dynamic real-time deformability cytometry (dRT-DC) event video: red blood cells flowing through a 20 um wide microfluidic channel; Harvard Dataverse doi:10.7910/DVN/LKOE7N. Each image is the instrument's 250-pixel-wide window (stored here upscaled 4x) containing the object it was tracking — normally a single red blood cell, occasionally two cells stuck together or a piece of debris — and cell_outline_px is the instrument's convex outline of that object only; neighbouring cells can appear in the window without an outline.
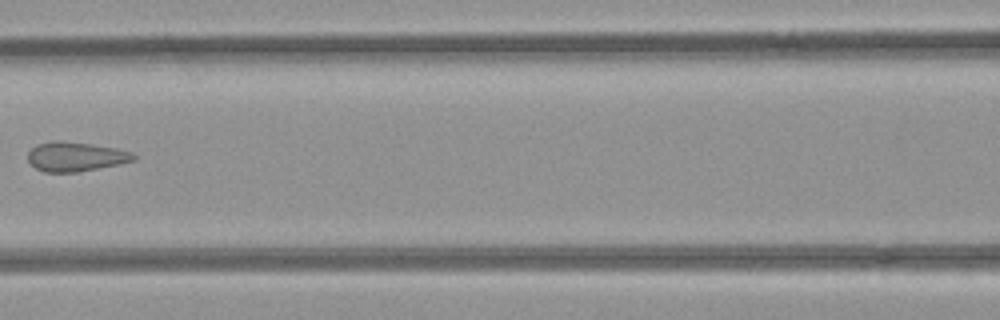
{"species": "common noctule bat (a hibernating species)", "species_latin": "Nyctalus noctula", "temperature_condition": "room temperature", "stored_images_in_passage": 3, "camera_frame_rate_fps": 3000, "um_per_image_px": 0.085, "animal": {"sex": "female", "body_mass_g": 21.9}, "frame": {"image": 1, "passage_image": 3, "time_ms": 0.667, "image_size_px": [1000, 320], "cell_outline_px": [[136, 160], [76, 172], [44, 172], [36, 168], [28, 160], [28, 152], [36, 144], [52, 140], [56, 140], [92, 144], [116, 148], [132, 152], [136, 156]], "centroid_in_image_um": [6.4, 13.3], "position_along_channel_um": 160.2, "area_um2": 17.98}}